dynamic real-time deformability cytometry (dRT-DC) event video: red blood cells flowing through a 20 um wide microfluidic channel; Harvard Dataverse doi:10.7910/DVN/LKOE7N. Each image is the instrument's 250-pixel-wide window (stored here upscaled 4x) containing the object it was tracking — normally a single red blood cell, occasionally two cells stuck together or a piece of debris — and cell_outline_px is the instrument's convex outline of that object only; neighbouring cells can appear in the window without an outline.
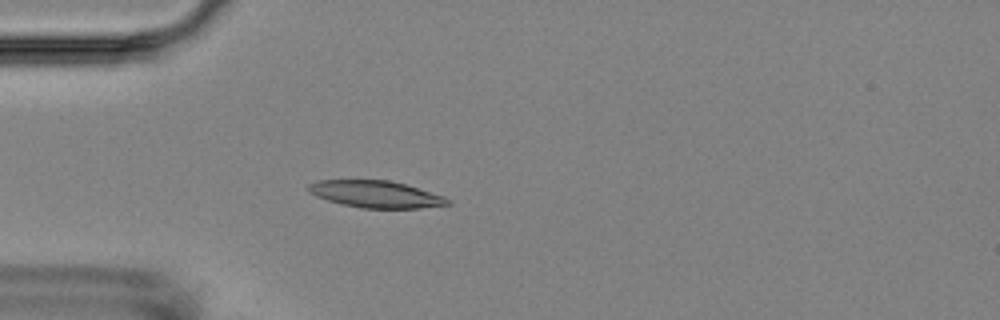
{"species": "Egyptian fruit bat (a non-hibernating species)", "species_latin": "Rousettus aegyptiacus", "temperature_condition": "room temperature", "stored_images_in_passage": 4, "camera_frame_rate_fps": 3000, "um_per_image_px": 0.085, "animal": {"sex": "female"}, "frame": {"image": 1, "passage_image": 4, "time_ms": 4.333, "image_size_px": [1000, 320], "cell_outline_px": [[452, 204], [420, 208], [360, 208], [340, 204], [316, 196], [308, 192], [304, 188], [308, 184], [316, 180], [388, 180], [404, 184], [444, 196], [452, 200]], "centroid_in_image_um": [31.9, 16.51], "position_along_channel_um": 53.1, "area_um2": 22.02}}